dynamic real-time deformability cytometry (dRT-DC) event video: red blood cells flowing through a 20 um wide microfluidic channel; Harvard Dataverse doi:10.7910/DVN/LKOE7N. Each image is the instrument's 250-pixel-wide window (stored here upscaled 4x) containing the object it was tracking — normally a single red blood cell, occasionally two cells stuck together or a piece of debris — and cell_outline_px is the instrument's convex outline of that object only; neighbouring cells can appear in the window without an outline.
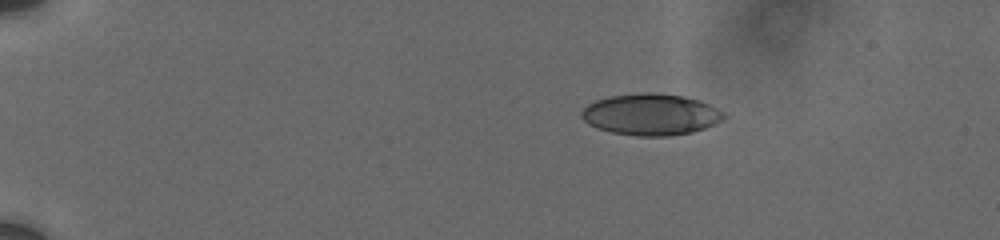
{"species": "human", "species_latin": "Homo sapiens", "temperature_condition": "cold", "stored_images_in_passage": 8, "camera_frame_rate_fps": 3000, "um_per_image_px": 0.085, "donor": {"sex": "male"}, "frame": {"image": 1, "passage_image": 1, "time_ms": 0.0, "image_size_px": [1000, 240], "cell_outline_px": [[724, 116], [720, 120], [704, 128], [692, 132], [668, 136], [636, 136], [612, 132], [596, 128], [588, 124], [580, 116], [580, 112], [588, 104], [596, 100], [612, 96], [644, 92], [648, 92], [684, 96], [708, 104], [724, 112]], "centroid_in_image_um": [55.27, 9.73], "position_along_channel_um": 29.7, "area_um2": 34.04}}
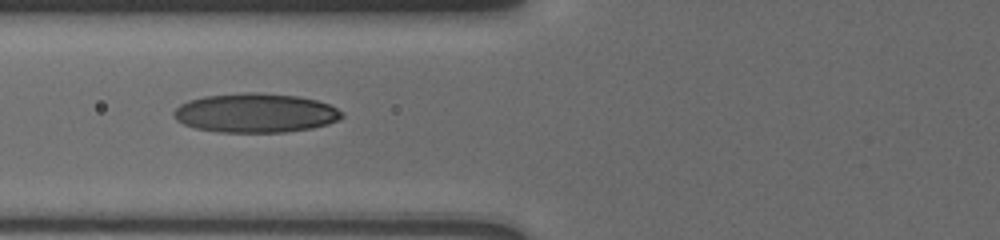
{"frame": {"image": 2, "passage_image": 6, "time_ms": 4.667, "image_size_px": [1000, 240], "cell_outline_px": [[344, 116], [340, 120], [328, 124], [312, 128], [284, 132], [216, 132], [196, 128], [184, 124], [176, 120], [172, 116], [172, 112], [180, 104], [188, 100], [204, 96], [244, 92], [260, 92], [296, 96], [316, 100], [328, 104], [336, 108]], "centroid_in_image_um": [21.68, 9.6], "position_along_channel_um": 104.1, "area_um2": 38.55}}
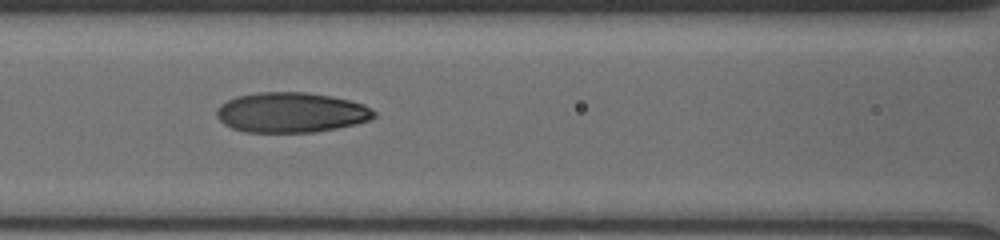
{"frame": {"image": 3, "passage_image": 7, "time_ms": 5.667, "image_size_px": [1000, 240], "cell_outline_px": [[376, 116], [368, 120], [356, 124], [316, 132], [244, 132], [232, 128], [224, 124], [216, 116], [216, 108], [220, 104], [236, 96], [256, 92], [308, 92], [348, 100], [364, 104], [376, 112]], "centroid_in_image_um": [24.72, 9.56], "position_along_channel_um": 141.9, "area_um2": 36.88}}